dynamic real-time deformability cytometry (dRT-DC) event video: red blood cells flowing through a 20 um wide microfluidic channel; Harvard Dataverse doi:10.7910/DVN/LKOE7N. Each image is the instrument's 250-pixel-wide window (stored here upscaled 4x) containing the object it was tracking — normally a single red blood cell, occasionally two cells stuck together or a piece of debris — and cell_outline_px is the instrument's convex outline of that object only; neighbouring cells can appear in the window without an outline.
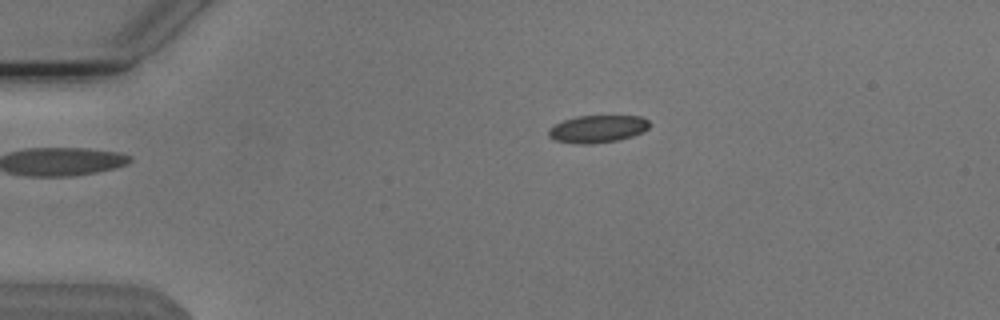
{"species": "Egyptian fruit bat (a non-hibernating species)", "species_latin": "Rousettus aegyptiacus", "temperature_condition": "cold", "stored_images_in_passage": 24, "camera_frame_rate_fps": 3000, "um_per_image_px": 0.085, "animal": {"sex": "male"}, "frame": {"image": 1, "passage_image": 1, "time_ms": 0.0, "image_size_px": [1000, 320], "cell_outline_px": [[652, 124], [644, 132], [620, 140], [592, 144], [576, 144], [556, 140], [548, 136], [548, 128], [564, 120], [576, 116], [640, 116], [648, 120]], "centroid_in_image_um": [50.82, 10.96], "position_along_channel_um": 34.2, "area_um2": 16.3}}
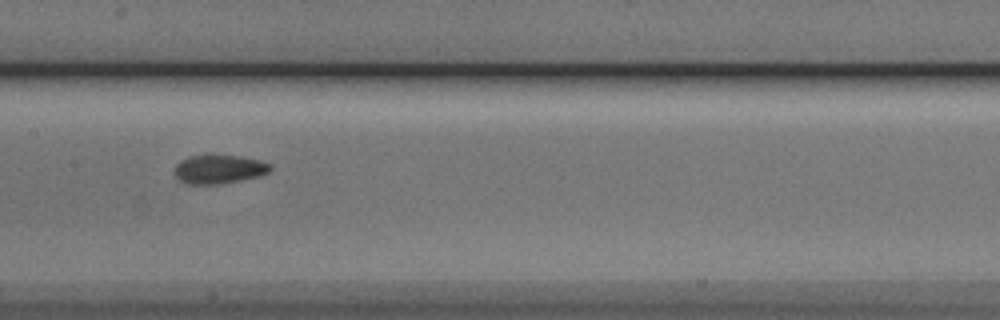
{"frame": {"image": 2, "passage_image": 17, "time_ms": 5.333, "image_size_px": [1000, 320], "cell_outline_px": [[272, 168], [268, 172], [260, 176], [220, 184], [184, 184], [172, 172], [176, 164], [180, 160], [188, 156], [240, 156], [260, 160], [272, 164]], "centroid_in_image_um": [18.6, 14.39], "position_along_channel_um": 188.8, "area_um2": 16.13}}
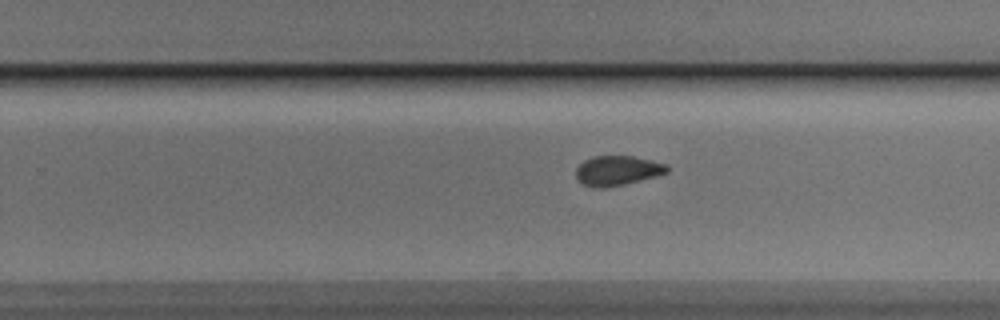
{"frame": {"image": 3, "passage_image": 24, "time_ms": 7.667, "image_size_px": [1000, 320], "cell_outline_px": [[668, 172], [656, 176], [608, 188], [600, 188], [584, 184], [576, 180], [576, 168], [584, 160], [592, 156], [632, 156], [668, 164]], "centroid_in_image_um": [52.46, 14.5], "position_along_channel_um": 277.3, "area_um2": 15.78}}